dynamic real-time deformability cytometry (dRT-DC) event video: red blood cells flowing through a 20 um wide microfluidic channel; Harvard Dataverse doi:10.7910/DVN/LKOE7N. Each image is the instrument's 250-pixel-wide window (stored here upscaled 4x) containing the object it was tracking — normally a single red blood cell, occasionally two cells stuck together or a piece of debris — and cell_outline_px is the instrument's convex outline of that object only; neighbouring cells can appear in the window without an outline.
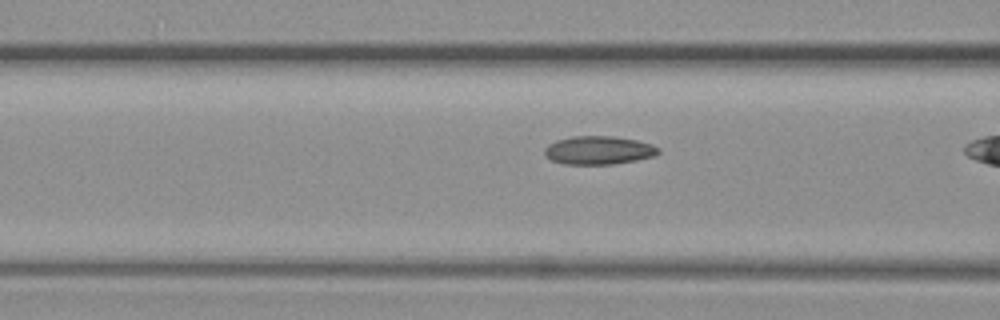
{"species": "common noctule bat (a hibernating species)", "species_latin": "Nyctalus noctula", "temperature_condition": "warm", "stored_images_in_passage": 35, "camera_frame_rate_fps": 3000, "um_per_image_px": 0.085, "animal": {"sex": "female", "body_mass_g": 19.3, "forearm_length_mm": 54.1}, "frame": {"image": 1, "passage_image": 24, "time_ms": 7.667, "image_size_px": [1000, 320], "cell_outline_px": [[660, 152], [656, 156], [636, 160], [612, 164], [564, 164], [552, 160], [544, 156], [544, 148], [548, 144], [556, 140], [572, 136], [612, 136], [636, 140], [652, 144], [660, 148]], "centroid_in_image_um": [50.88, 12.77], "position_along_channel_um": 115.7, "area_um2": 18.96}}
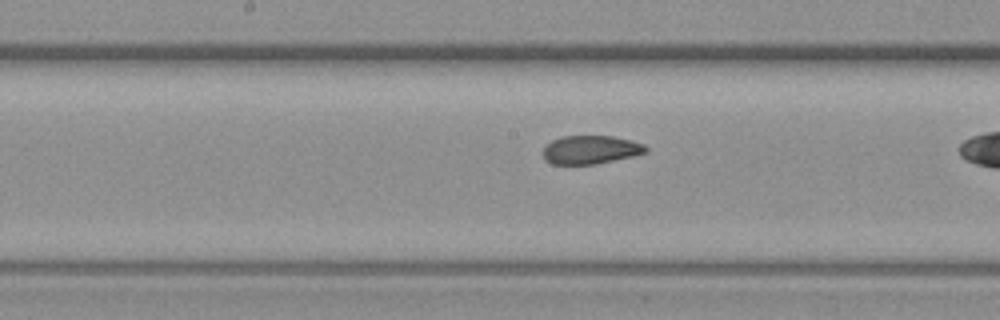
{"frame": {"image": 2, "passage_image": 32, "time_ms": 10.333, "image_size_px": [1000, 320], "cell_outline_px": [[648, 152], [632, 156], [596, 164], [552, 164], [544, 160], [544, 148], [552, 140], [560, 136], [612, 136], [632, 140], [644, 144], [648, 148]], "centroid_in_image_um": [50.22, 12.72], "position_along_channel_um": 198.0, "area_um2": 17.05}}